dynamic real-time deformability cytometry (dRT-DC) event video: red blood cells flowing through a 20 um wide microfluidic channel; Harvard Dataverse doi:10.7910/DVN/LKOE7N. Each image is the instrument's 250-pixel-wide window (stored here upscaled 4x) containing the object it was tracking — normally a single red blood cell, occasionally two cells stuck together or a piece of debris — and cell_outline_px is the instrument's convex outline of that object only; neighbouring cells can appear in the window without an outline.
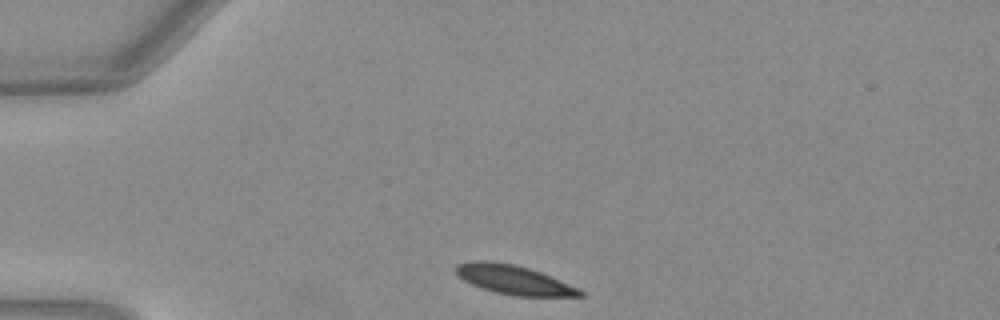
{"species": "Egyptian fruit bat (a non-hibernating species)", "species_latin": "Rousettus aegyptiacus", "temperature_condition": "warm", "stored_images_in_passage": 32, "camera_frame_rate_fps": 3000, "um_per_image_px": 0.085, "animal": {"sex": "female"}, "frame": {"image": 1, "passage_image": 1, "time_ms": 0.0, "image_size_px": [1000, 320], "cell_outline_px": [[584, 296], [512, 296], [496, 292], [472, 284], [464, 280], [456, 272], [456, 264], [476, 260], [488, 260], [512, 264], [528, 268], [540, 272], [580, 288], [584, 292]], "centroid_in_image_um": [43.7, 23.78], "position_along_channel_um": 41.3, "area_um2": 20.87}}
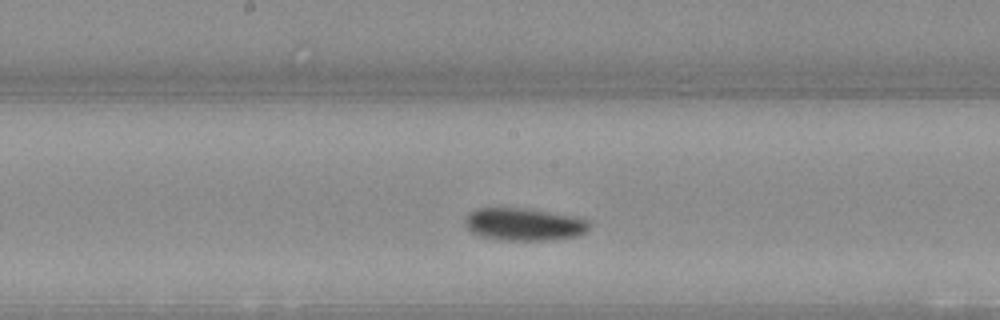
{"frame": {"image": 2, "passage_image": 16, "time_ms": 5.0, "image_size_px": [1000, 320], "cell_outline_px": [[588, 228], [580, 236], [552, 240], [504, 240], [480, 236], [472, 232], [464, 224], [464, 216], [468, 212], [476, 208], [528, 208], [572, 216], [588, 220]], "centroid_in_image_um": [44.49, 19.06], "position_along_channel_um": 203.7, "area_um2": 23.7}}
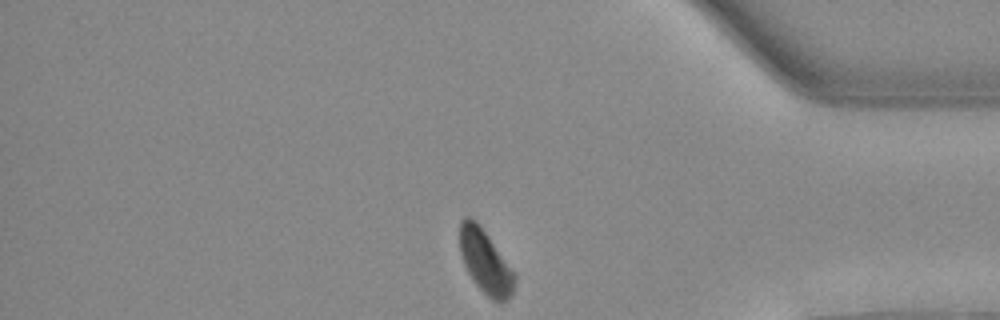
{"frame": {"image": 3, "passage_image": 32, "time_ms": 10.333, "image_size_px": [1000, 320], "cell_outline_px": [[516, 280], [512, 296], [508, 300], [500, 304], [492, 300], [476, 284], [468, 272], [464, 264], [460, 252], [460, 220], [464, 216], [472, 216], [476, 220], [516, 272]], "centroid_in_image_um": [41.29, 22.26], "position_along_channel_um": 393.9, "area_um2": 20.69}, "authors_computed_cell_mechanics": {"area_um2": 22.3975, "velocity_mm_per_s": 3.9881, "shape_relaxation_time_tau1_ms": 4.689, "shape_relaxation_time_tau2_ms": null, "deformation_change_tau1": 0.1367, "deformation_change_tau2": null}}